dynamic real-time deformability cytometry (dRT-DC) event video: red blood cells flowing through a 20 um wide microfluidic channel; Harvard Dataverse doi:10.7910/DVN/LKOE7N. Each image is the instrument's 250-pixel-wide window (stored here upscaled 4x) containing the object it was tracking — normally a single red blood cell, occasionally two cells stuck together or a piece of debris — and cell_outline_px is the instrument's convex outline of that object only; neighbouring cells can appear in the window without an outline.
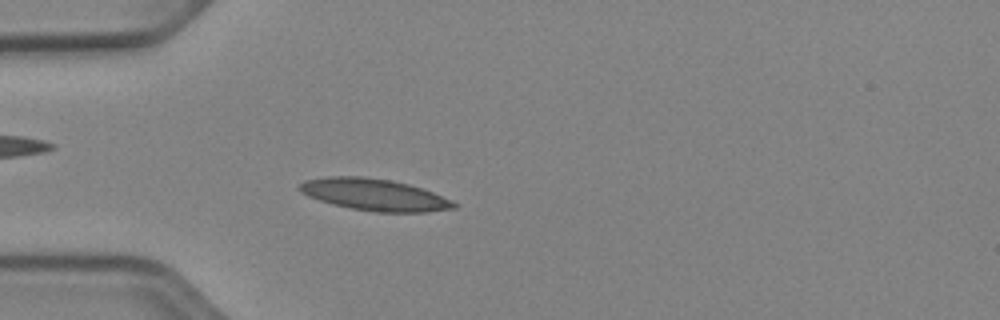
{"species": "Egyptian fruit bat (a non-hibernating species)", "species_latin": "Rousettus aegyptiacus", "temperature_condition": "cold", "stored_images_in_passage": 52, "camera_frame_rate_fps": 3000, "um_per_image_px": 0.085, "animal": {"sex": "female"}, "frame": {"image": 1, "passage_image": 15, "time_ms": 4.667, "image_size_px": [1000, 320], "cell_outline_px": [[456, 208], [428, 212], [376, 212], [352, 208], [332, 204], [308, 196], [300, 192], [296, 188], [304, 180], [328, 176], [364, 176], [388, 180], [408, 184], [432, 192], [452, 200], [456, 204]], "centroid_in_image_um": [31.79, 16.54], "position_along_channel_um": 53.2, "area_um2": 28.5}}
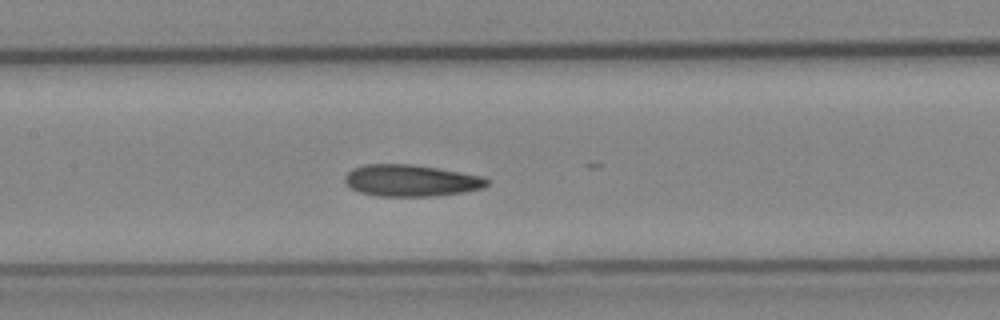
{"frame": {"image": 2, "passage_image": 25, "time_ms": 8.0, "image_size_px": [1000, 320], "cell_outline_px": [[488, 184], [484, 188], [464, 192], [432, 196], [380, 196], [360, 192], [352, 188], [344, 180], [344, 176], [352, 168], [364, 164], [412, 164], [484, 176], [488, 180]], "centroid_in_image_um": [34.94, 15.34], "position_along_channel_um": 172.5, "area_um2": 26.18}}
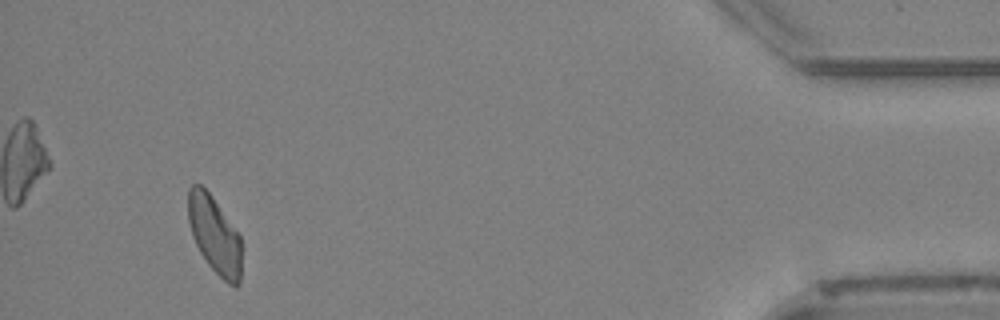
{"frame": {"image": 3, "passage_image": 49, "time_ms": 16.0, "image_size_px": [1000, 320], "cell_outline_px": [[240, 284], [228, 284], [208, 264], [200, 252], [192, 236], [188, 220], [188, 188], [192, 184], [200, 184], [212, 196], [240, 236]], "centroid_in_image_um": [18.2, 19.93], "position_along_channel_um": 417.0, "area_um2": 23.64}, "authors_computed_cell_mechanics": {"area_um2": 25.6632, "velocity_mm_per_s": 3.8881, "shape_relaxation_time_tau1_ms": 7.3821, "shape_relaxation_time_tau2_ms": 2.734, "deformation_change_tau1": 0.1654, "deformation_change_tau2": 0.0968}}